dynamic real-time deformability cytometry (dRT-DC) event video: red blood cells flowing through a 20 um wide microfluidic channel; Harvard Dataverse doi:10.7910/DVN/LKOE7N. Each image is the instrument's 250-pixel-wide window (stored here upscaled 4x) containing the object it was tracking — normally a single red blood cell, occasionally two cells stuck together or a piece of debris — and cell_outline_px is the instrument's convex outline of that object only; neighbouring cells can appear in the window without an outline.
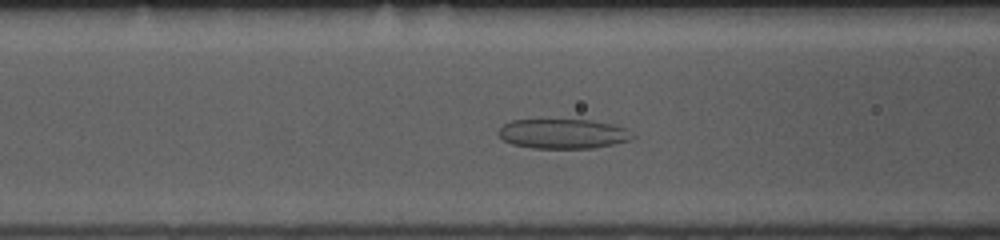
{"species": "common noctule bat (a hibernating species)", "species_latin": "Nyctalus noctula", "temperature_condition": "room temperature", "stored_images_in_passage": 42, "camera_frame_rate_fps": 3000, "um_per_image_px": 0.085, "animal": {"sex": "female", "body_mass_g": 10.0, "forearm_length_mm": 53.1}, "frame": {"image": 1, "passage_image": 13, "time_ms": 4.0, "image_size_px": [1000, 240], "cell_outline_px": [[636, 136], [628, 140], [612, 144], [592, 148], [532, 148], [512, 144], [504, 140], [496, 132], [504, 124], [512, 120], [540, 116], [592, 120], [616, 124], [624, 128]], "centroid_in_image_um": [47.79, 11.3], "position_along_channel_um": 118.8, "area_um2": 24.28}}
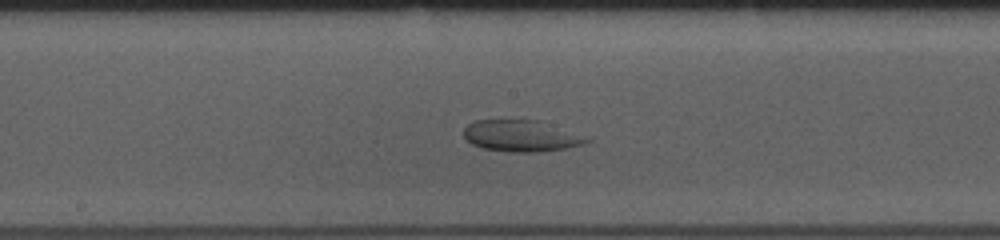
{"frame": {"image": 2, "passage_image": 20, "time_ms": 6.333, "image_size_px": [1000, 240], "cell_outline_px": [[592, 140], [580, 144], [564, 148], [536, 152], [508, 152], [484, 148], [472, 144], [464, 136], [464, 128], [468, 124], [476, 120], [540, 120]], "centroid_in_image_um": [44.22, 11.54], "position_along_channel_um": 204.0, "area_um2": 22.02}}
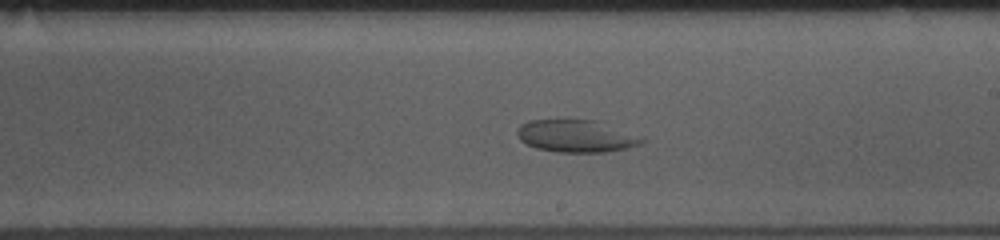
{"frame": {"image": 3, "passage_image": 23, "time_ms": 7.333, "image_size_px": [1000, 240], "cell_outline_px": [[644, 140], [640, 144], [624, 148], [604, 152], [556, 152], [536, 148], [520, 140], [516, 132], [520, 124], [528, 120], [556, 116], [572, 116], [600, 120]], "centroid_in_image_um": [48.84, 11.48], "position_along_channel_um": 240.2, "area_um2": 24.39}}